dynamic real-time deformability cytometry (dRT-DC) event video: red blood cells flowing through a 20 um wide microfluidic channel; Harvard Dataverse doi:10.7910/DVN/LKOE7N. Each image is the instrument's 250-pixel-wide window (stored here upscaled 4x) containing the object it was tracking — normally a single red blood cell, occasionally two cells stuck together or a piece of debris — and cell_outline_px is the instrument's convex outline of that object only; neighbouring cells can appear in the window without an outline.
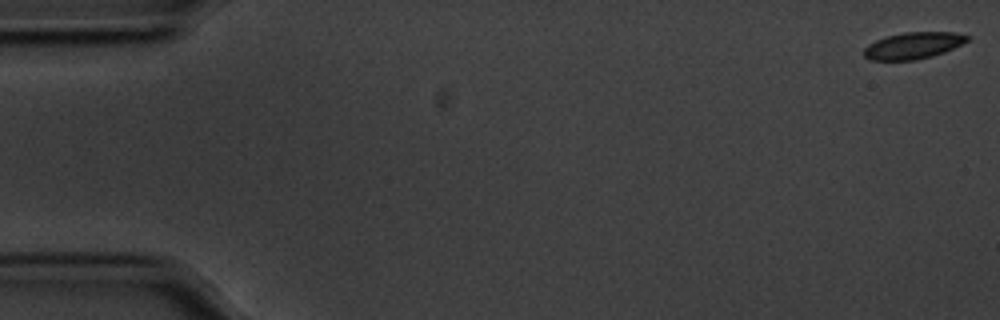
{"species": "common noctule bat (a hibernating species)", "species_latin": "Nyctalus noctula", "temperature_condition": "cold", "stored_images_in_passage": 57, "camera_frame_rate_fps": 3000, "um_per_image_px": 0.085, "animal": {"sex": "male", "body_mass_g": 20.1, "forearm_length_mm": 53.5}, "frame": {"image": 1, "passage_image": 1, "time_ms": 0.0, "image_size_px": [1000, 320], "cell_outline_px": [[972, 36], [968, 40], [944, 52], [932, 56], [916, 60], [868, 60], [864, 56], [864, 48], [868, 44], [876, 40], [888, 36], [904, 32], [956, 32]], "centroid_in_image_um": [77.62, 3.87], "position_along_channel_um": 7.4, "area_um2": 16.01}}
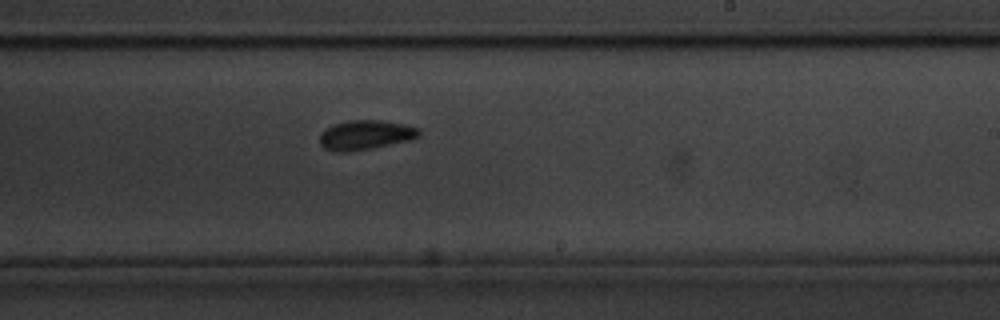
{"frame": {"image": 2, "passage_image": 34, "time_ms": 11.0, "image_size_px": [1000, 320], "cell_outline_px": [[420, 136], [408, 140], [372, 148], [352, 152], [332, 152], [324, 148], [320, 144], [320, 132], [324, 128], [332, 124], [348, 120], [384, 120], [404, 124], [420, 128]], "centroid_in_image_um": [31.02, 11.47], "position_along_channel_um": 258.0, "area_um2": 17.4}}
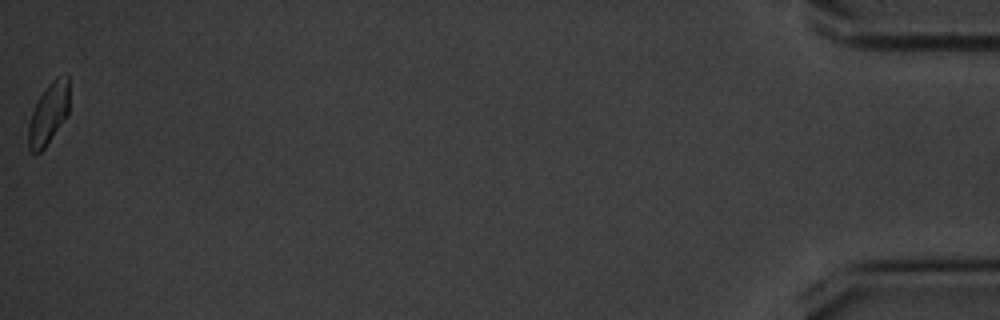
{"frame": {"image": 3, "passage_image": 57, "time_ms": 18.667, "image_size_px": [1000, 320], "cell_outline_px": [[68, 112], [44, 148], [40, 152], [32, 152], [28, 148], [28, 124], [32, 112], [40, 96], [48, 84], [56, 76], [68, 76]], "centroid_in_image_um": [4.1, 9.65], "position_along_channel_um": 431.1, "area_um2": 14.16}, "authors_computed_cell_mechanics": {"area_um2": 16.2996, "velocity_mm_per_s": 3.5191, "shape_relaxation_time_tau1_ms": 3.8501, "shape_relaxation_time_tau2_ms": 8.9478, "deformation_change_tau1": 0.1085, "deformation_change_tau2": 0.1086}}